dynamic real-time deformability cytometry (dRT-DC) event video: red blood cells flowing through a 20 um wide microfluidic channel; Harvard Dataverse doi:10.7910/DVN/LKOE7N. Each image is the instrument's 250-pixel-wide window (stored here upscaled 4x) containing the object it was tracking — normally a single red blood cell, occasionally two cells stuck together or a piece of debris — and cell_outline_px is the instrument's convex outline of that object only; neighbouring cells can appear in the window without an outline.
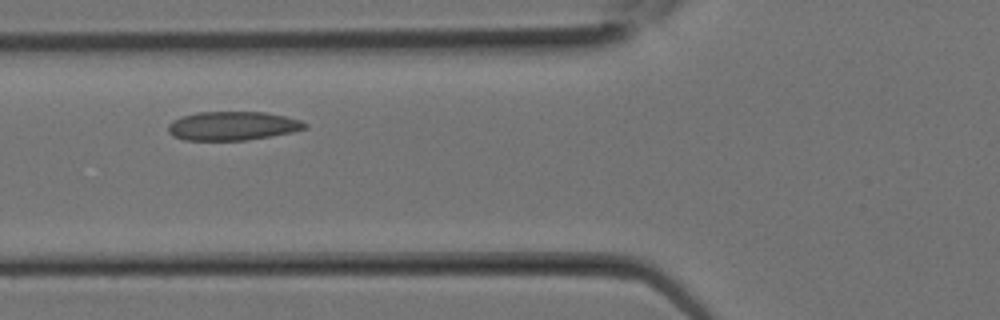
{"species": "Egyptian fruit bat (a non-hibernating species)", "species_latin": "Rousettus aegyptiacus", "temperature_condition": "room temperature", "stored_images_in_passage": 9, "camera_frame_rate_fps": 3000, "um_per_image_px": 0.085, "animal": {"sex": "female"}, "frame": {"image": 1, "passage_image": 6, "time_ms": 1.667, "image_size_px": [1000, 320], "cell_outline_px": [[308, 128], [292, 132], [244, 140], [184, 140], [172, 136], [168, 132], [168, 124], [172, 120], [196, 112], [264, 112], [284, 116], [300, 120], [308, 124]], "centroid_in_image_um": [19.75, 10.7], "position_along_channel_um": 106.1, "area_um2": 22.89}}
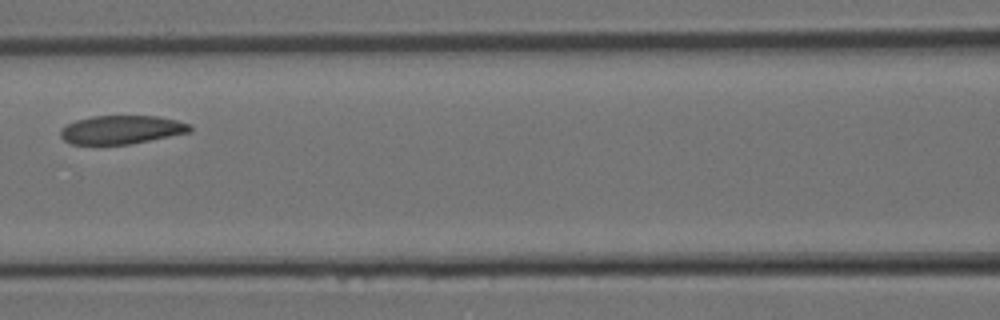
{"frame": {"image": 2, "passage_image": 8, "time_ms": 2.333, "image_size_px": [1000, 320], "cell_outline_px": [[192, 132], [128, 144], [72, 144], [64, 140], [60, 136], [60, 128], [76, 120], [92, 116], [156, 116], [176, 120], [188, 124], [192, 128]], "centroid_in_image_um": [10.31, 11.02], "position_along_channel_um": 156.3, "area_um2": 21.39}}